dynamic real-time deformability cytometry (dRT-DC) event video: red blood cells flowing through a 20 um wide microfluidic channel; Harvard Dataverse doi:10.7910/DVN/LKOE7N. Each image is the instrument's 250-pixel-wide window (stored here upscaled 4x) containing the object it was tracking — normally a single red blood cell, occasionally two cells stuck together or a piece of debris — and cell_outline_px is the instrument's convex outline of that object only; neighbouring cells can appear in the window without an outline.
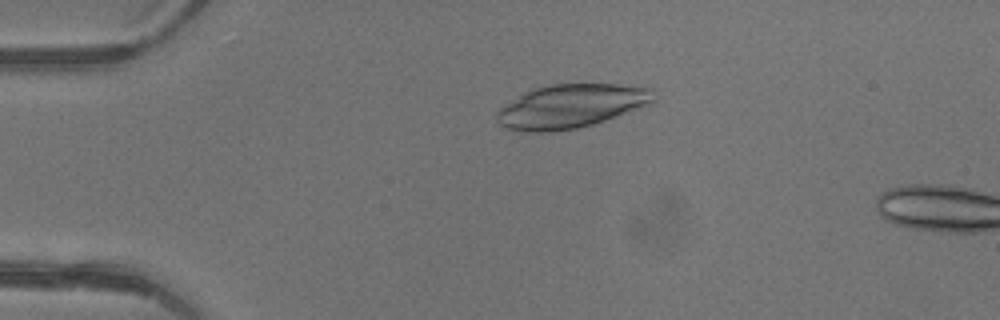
{"species": "common noctule bat (a hibernating species)", "species_latin": "Nyctalus noctula", "temperature_condition": "warm", "stored_images_in_passage": 5, "camera_frame_rate_fps": 3000, "um_per_image_px": 0.085, "animal": {"sex": "female"}, "frame": {"image": 1, "passage_image": 4, "time_ms": 1.0, "image_size_px": [1000, 320], "cell_outline_px": [[656, 100], [652, 104], [644, 108], [592, 124], [576, 128], [552, 132], [520, 132], [508, 128], [500, 124], [496, 120], [496, 112], [500, 108], [524, 92], [536, 88], [552, 84], [644, 84], [652, 88]], "centroid_in_image_um": [48.63, 9.01], "position_along_channel_um": 36.4, "area_um2": 40.58}}